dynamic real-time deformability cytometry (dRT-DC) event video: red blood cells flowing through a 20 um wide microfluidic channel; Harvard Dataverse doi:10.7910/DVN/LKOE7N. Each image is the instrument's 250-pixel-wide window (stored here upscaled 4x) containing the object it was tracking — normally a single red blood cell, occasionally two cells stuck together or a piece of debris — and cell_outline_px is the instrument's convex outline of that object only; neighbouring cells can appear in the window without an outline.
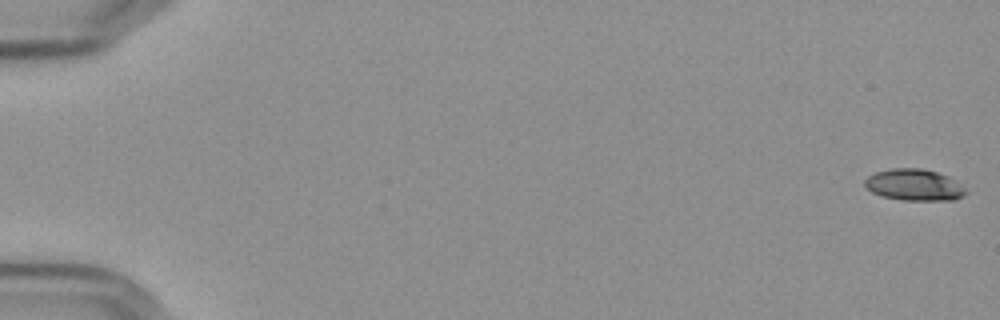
{"species": "Egyptian fruit bat (a non-hibernating species)", "species_latin": "Rousettus aegyptiacus", "temperature_condition": "cold", "stored_images_in_passage": 58, "camera_frame_rate_fps": 3000, "um_per_image_px": 0.085, "frame": {"image": 1, "passage_image": 1, "time_ms": 0.0, "image_size_px": [1000, 320], "cell_outline_px": [[968, 192], [964, 196], [952, 200], [900, 200], [880, 196], [864, 188], [864, 180], [868, 176], [876, 172], [892, 168], [924, 168], [948, 176], [964, 188]], "centroid_in_image_um": [77.66, 15.72], "position_along_channel_um": 7.3, "area_um2": 18.67}}
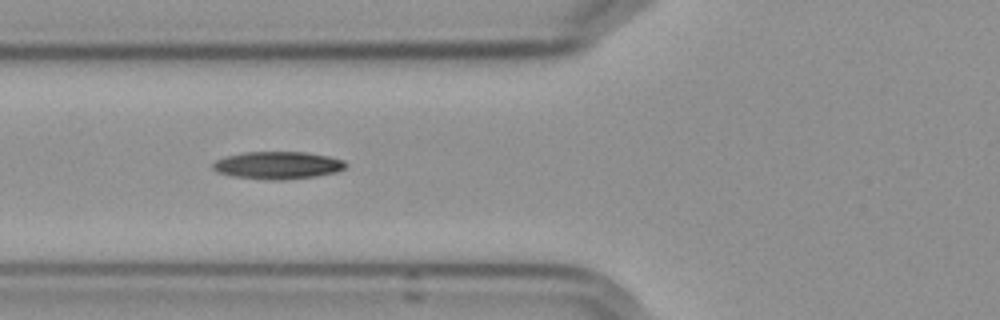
{"frame": {"image": 2, "passage_image": 23, "time_ms": 7.333, "image_size_px": [1000, 320], "cell_outline_px": [[348, 164], [344, 168], [336, 172], [316, 176], [280, 180], [272, 180], [232, 176], [216, 172], [212, 168], [212, 164], [216, 160], [224, 156], [244, 152], [304, 152], [328, 156], [344, 160]], "centroid_in_image_um": [23.58, 14.04], "position_along_channel_um": 102.2, "area_um2": 21.33}}
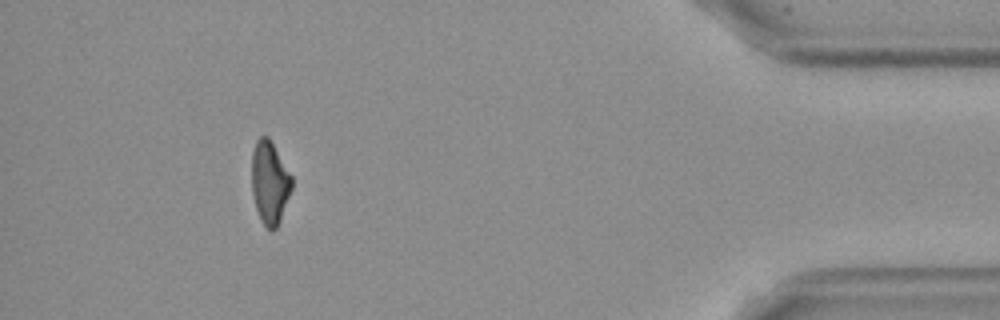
{"frame": {"image": 3, "passage_image": 53, "time_ms": 17.333, "image_size_px": [1000, 320], "cell_outline_px": [[292, 188], [280, 220], [276, 228], [272, 232], [260, 220], [256, 208], [252, 192], [252, 152], [256, 140], [260, 136], [268, 136], [292, 176]], "centroid_in_image_um": [22.92, 15.51], "position_along_channel_um": 412.3, "area_um2": 19.25}, "authors_computed_cell_mechanics": {"area_um2": 20.2589, "velocity_mm_per_s": 3.6084, "shape_relaxation_time_tau1_ms": 10.3579, "shape_relaxation_time_tau2_ms": null, "deformation_change_tau1": 0.25, "deformation_change_tau2": null}}